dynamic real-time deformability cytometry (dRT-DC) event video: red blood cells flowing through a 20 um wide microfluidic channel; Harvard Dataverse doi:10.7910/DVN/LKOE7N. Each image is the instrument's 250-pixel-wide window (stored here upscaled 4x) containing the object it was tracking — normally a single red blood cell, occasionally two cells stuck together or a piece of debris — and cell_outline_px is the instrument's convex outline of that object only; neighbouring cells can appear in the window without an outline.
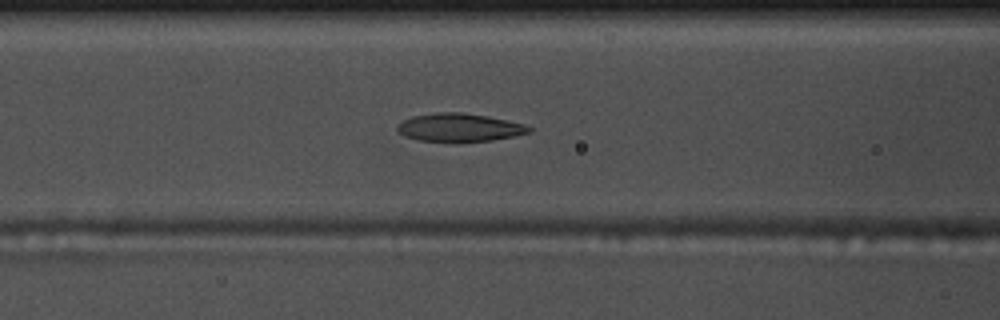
{"species": "common noctule bat (a hibernating species)", "species_latin": "Nyctalus noctula", "temperature_condition": "warm", "stored_images_in_passage": 55, "segment_of_instrument_passage": [1, 2], "camera_frame_rate_fps": 3000, "um_per_image_px": 0.085, "animal": {"sex": "male", "body_mass_g": 17.5, "forearm_length_mm": 52.3}, "frame": {"image": 1, "passage_image": 21, "time_ms": 6.667, "image_size_px": [1000, 320], "cell_outline_px": [[532, 132], [492, 140], [456, 144], [448, 144], [420, 140], [404, 136], [396, 128], [404, 120], [412, 116], [436, 112], [460, 112], [488, 116], [524, 124], [532, 128]], "centroid_in_image_um": [39.04, 10.87], "position_along_channel_um": 127.6, "area_um2": 22.14}}
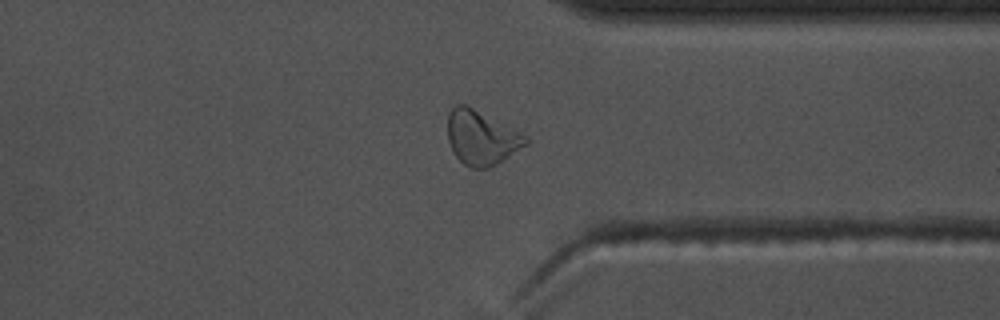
{"frame": {"image": 2, "passage_image": 41, "time_ms": 13.333, "image_size_px": [1000, 320], "cell_outline_px": [[528, 144], [496, 164], [488, 168], [472, 168], [464, 164], [452, 152], [448, 140], [448, 112], [456, 104], [464, 104], [528, 136]], "centroid_in_image_um": [40.9, 11.71], "position_along_channel_um": 370.5, "area_um2": 24.39}}
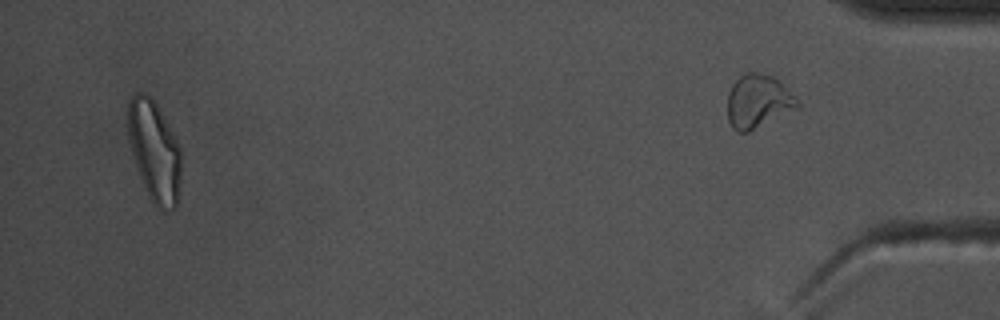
{"frame": {"image": 3, "passage_image": 52, "time_ms": 17.0, "image_size_px": [1000, 320], "cell_outline_px": [[180, 180], [176, 208], [168, 212], [160, 212], [152, 204], [148, 196], [140, 176], [132, 152], [128, 136], [128, 100], [136, 92], [144, 92], [156, 104], [172, 132], [180, 148]], "centroid_in_image_um": [13.12, 12.91], "position_along_channel_um": 422.1, "area_um2": 31.1}}